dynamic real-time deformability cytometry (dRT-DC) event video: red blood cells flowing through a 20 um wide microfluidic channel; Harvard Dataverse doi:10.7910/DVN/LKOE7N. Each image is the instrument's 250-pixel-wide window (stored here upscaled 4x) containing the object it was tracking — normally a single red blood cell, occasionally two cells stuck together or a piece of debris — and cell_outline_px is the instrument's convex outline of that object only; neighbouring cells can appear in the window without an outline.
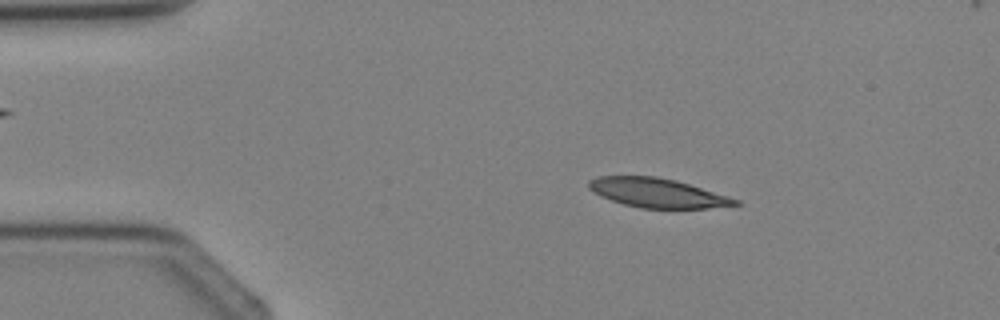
{"species": "Egyptian fruit bat (a non-hibernating species)", "species_latin": "Rousettus aegyptiacus", "temperature_condition": "cold", "stored_images_in_passage": 3, "camera_frame_rate_fps": 3000, "um_per_image_px": 0.085, "animal": {"sex": "female"}, "frame": {"image": 1, "passage_image": 2, "time_ms": 1.0, "image_size_px": [1000, 320], "cell_outline_px": [[740, 204], [708, 208], [640, 208], [624, 204], [600, 196], [588, 188], [588, 180], [600, 176], [656, 176], [676, 180], [728, 196], [740, 200]], "centroid_in_image_um": [55.86, 16.39], "position_along_channel_um": 29.1, "area_um2": 24.8}}